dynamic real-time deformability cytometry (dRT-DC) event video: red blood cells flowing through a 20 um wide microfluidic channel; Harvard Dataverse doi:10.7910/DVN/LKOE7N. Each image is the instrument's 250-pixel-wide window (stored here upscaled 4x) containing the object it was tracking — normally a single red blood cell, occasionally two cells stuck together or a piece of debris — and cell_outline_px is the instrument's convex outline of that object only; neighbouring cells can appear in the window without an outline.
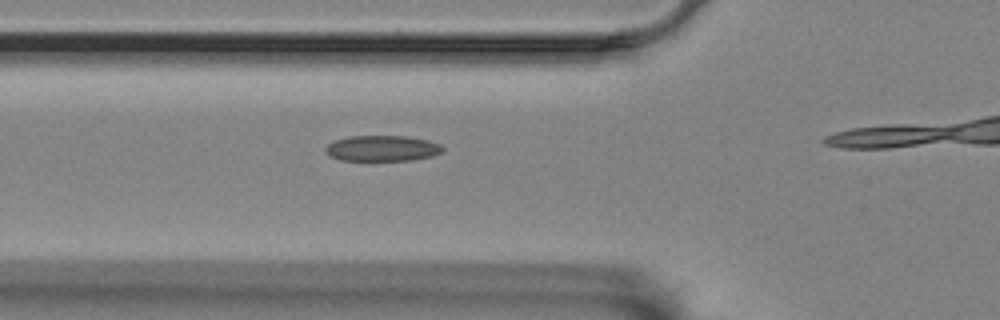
{"species": "Egyptian fruit bat (a non-hibernating species)", "species_latin": "Rousettus aegyptiacus", "temperature_condition": "room temperature", "stored_images_in_passage": 19, "camera_frame_rate_fps": 3000, "um_per_image_px": 0.085, "animal": {"sex": "female"}, "frame": {"image": 1, "passage_image": 14, "time_ms": 4.333, "image_size_px": [1000, 320], "cell_outline_px": [[444, 148], [440, 152], [432, 156], [412, 160], [340, 160], [328, 156], [324, 152], [324, 148], [328, 144], [336, 140], [348, 136], [408, 136], [428, 140], [440, 144]], "centroid_in_image_um": [32.45, 12.6], "position_along_channel_um": 93.3, "area_um2": 17.63}}